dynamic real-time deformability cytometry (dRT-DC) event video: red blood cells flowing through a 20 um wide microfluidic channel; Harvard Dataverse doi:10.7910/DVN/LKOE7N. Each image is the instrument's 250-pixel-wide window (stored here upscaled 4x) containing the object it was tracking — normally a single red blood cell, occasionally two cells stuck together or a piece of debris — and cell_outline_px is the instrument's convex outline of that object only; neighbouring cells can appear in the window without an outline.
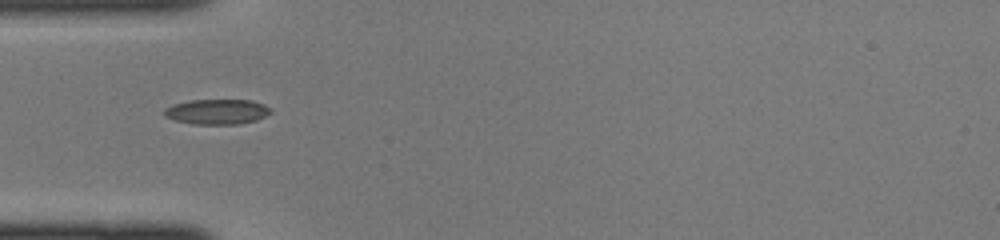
{"species": "common noctule bat (a hibernating species)", "species_latin": "Nyctalus noctula", "temperature_condition": "cold", "stored_images_in_passage": 14, "camera_frame_rate_fps": 3000, "um_per_image_px": 0.085, "animal": {"sex": "female", "body_mass_g": 22.0, "forearm_length_mm": 56.7}, "frame": {"image": 1, "passage_image": 1, "time_ms": 0.0, "image_size_px": [1000, 240], "cell_outline_px": [[272, 112], [256, 120], [240, 124], [192, 124], [176, 120], [164, 116], [164, 108], [172, 104], [188, 100], [252, 100], [264, 104], [272, 108]], "centroid_in_image_um": [18.45, 9.49], "position_along_channel_um": 66.6, "area_um2": 15.72}}
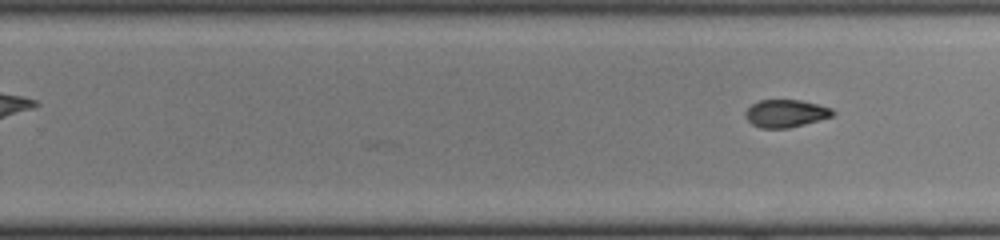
{"frame": {"image": 2, "passage_image": 14, "time_ms": 4.333, "image_size_px": [1000, 240], "cell_outline_px": [[836, 112], [832, 116], [804, 124], [788, 128], [760, 128], [752, 124], [744, 116], [744, 112], [752, 104], [760, 100], [800, 100], [832, 108]], "centroid_in_image_um": [66.77, 9.64], "position_along_channel_um": 263.0, "area_um2": 13.99}}